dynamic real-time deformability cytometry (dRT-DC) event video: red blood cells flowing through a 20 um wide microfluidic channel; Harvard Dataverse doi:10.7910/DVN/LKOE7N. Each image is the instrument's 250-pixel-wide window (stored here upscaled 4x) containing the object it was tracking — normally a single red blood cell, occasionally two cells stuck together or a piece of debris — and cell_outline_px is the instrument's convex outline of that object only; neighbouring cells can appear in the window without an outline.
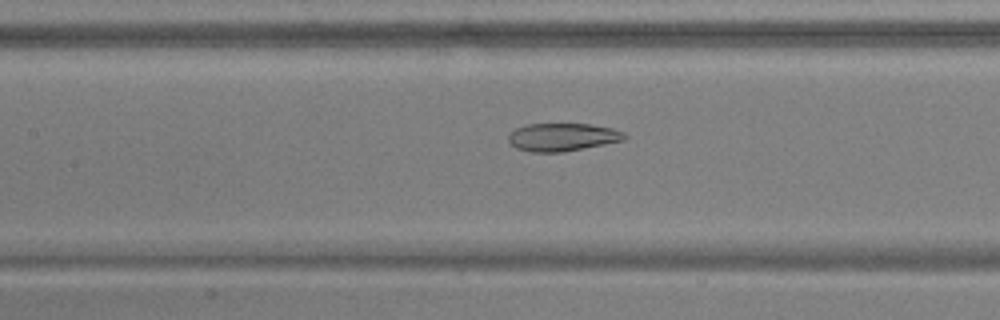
{"species": "common noctule bat (a hibernating species)", "species_latin": "Nyctalus noctula", "temperature_condition": "warm", "stored_images_in_passage": 54, "camera_frame_rate_fps": 3000, "um_per_image_px": 0.085, "animal": {"sex": "male", "body_mass_g": 17.9, "forearm_length_mm": 54.2}, "frame": {"image": 1, "passage_image": 25, "time_ms": 8.0, "image_size_px": [1000, 320], "cell_outline_px": [[628, 136], [624, 140], [564, 152], [532, 152], [516, 148], [508, 140], [508, 136], [516, 128], [528, 124], [588, 124], [612, 128], [624, 132]], "centroid_in_image_um": [47.82, 11.65], "position_along_channel_um": 159.6, "area_um2": 18.79}}
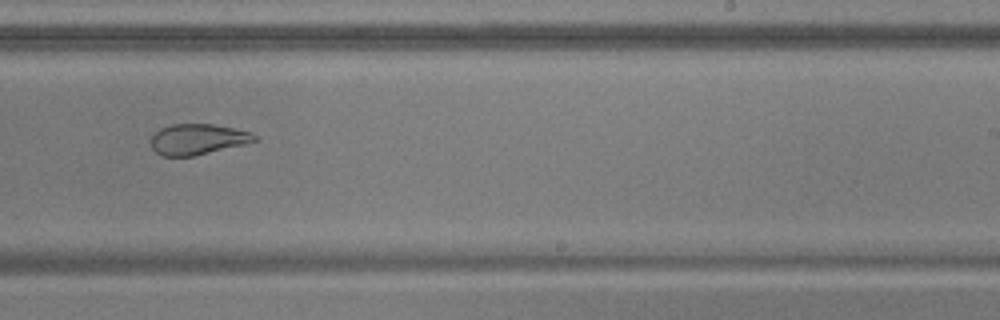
{"frame": {"image": 2, "passage_image": 34, "time_ms": 11.0, "image_size_px": [1000, 320], "cell_outline_px": [[256, 140], [244, 144], [192, 156], [160, 156], [152, 148], [152, 136], [160, 128], [172, 124], [212, 124], [236, 128], [248, 132], [256, 136]], "centroid_in_image_um": [16.77, 11.83], "position_along_channel_um": 272.2, "area_um2": 18.26}}
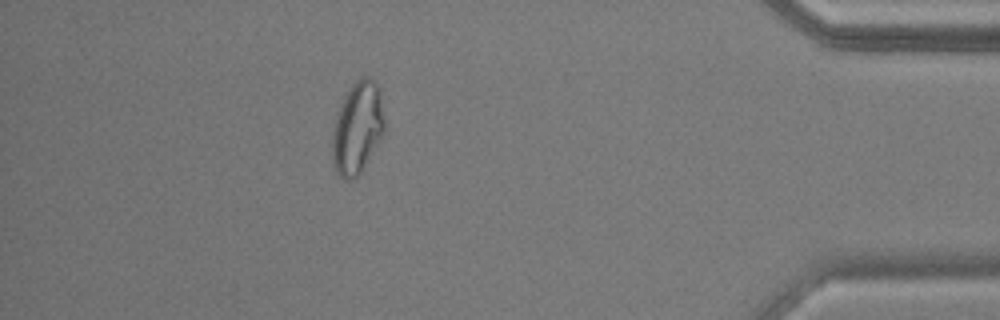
{"frame": {"image": 3, "passage_image": 48, "time_ms": 15.667, "image_size_px": [1000, 320], "cell_outline_px": [[384, 132], [356, 180], [348, 180], [340, 176], [336, 172], [332, 160], [332, 132], [336, 116], [340, 104], [348, 88], [360, 76], [368, 76], [380, 88], [384, 120]], "centroid_in_image_um": [30.36, 10.86], "position_along_channel_um": 404.8, "area_um2": 28.15}, "authors_computed_cell_mechanics": {"area_um2": 25.3164, "velocity_mm_per_s": 3.7619, "shape_relaxation_time_tau1_ms": null, "shape_relaxation_time_tau2_ms": 1.8022, "deformation_change_tau1": null, "deformation_change_tau2": 0.0688}}